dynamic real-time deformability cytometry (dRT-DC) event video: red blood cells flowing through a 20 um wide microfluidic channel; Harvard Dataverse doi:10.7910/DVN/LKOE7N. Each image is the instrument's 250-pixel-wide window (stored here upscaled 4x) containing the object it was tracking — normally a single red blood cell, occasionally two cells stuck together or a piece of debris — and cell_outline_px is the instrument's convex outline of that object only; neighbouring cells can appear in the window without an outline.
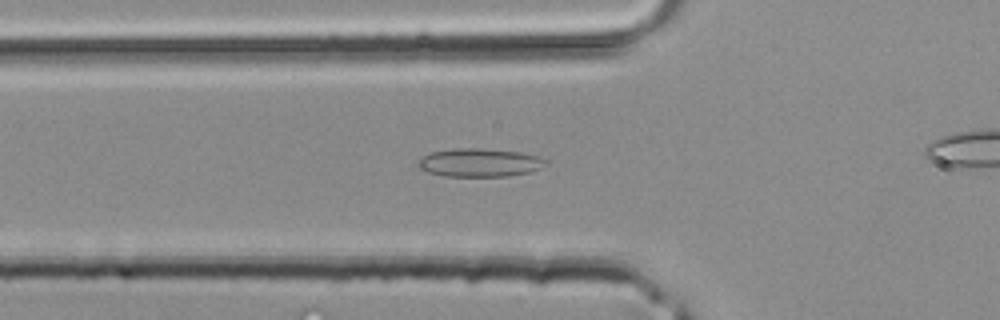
{"species": "common noctule bat (a hibernating species)", "species_latin": "Nyctalus noctula", "temperature_condition": "room temperature", "stored_images_in_passage": 30, "camera_frame_rate_fps": 3000, "um_per_image_px": 0.085, "animal": {"sex": "male", "body_mass_g": 20.4}, "frame": {"image": 1, "passage_image": 10, "time_ms": 3.0, "image_size_px": [1000, 320], "cell_outline_px": [[548, 164], [540, 168], [528, 172], [508, 176], [444, 176], [428, 172], [420, 168], [416, 164], [424, 156], [432, 152], [452, 148], [480, 148], [520, 152], [540, 156], [548, 160]], "centroid_in_image_um": [40.8, 13.81], "position_along_channel_um": 85.0, "area_um2": 21.1}}
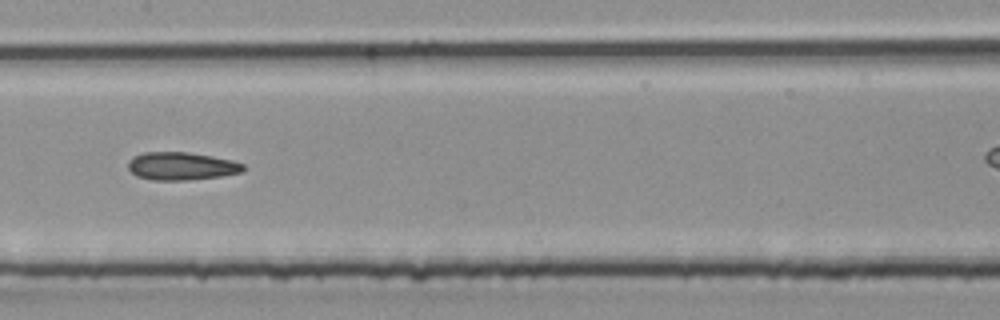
{"frame": {"image": 2, "passage_image": 16, "time_ms": 5.0, "image_size_px": [1000, 320], "cell_outline_px": [[244, 172], [220, 176], [184, 180], [152, 180], [136, 176], [128, 168], [128, 160], [132, 156], [144, 152], [188, 152], [212, 156], [232, 160], [244, 164]], "centroid_in_image_um": [15.4, 14.11], "position_along_channel_um": 192.0, "area_um2": 18.79}}
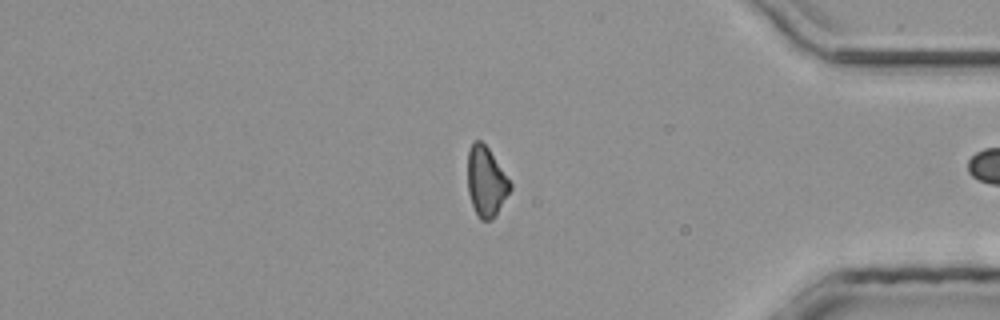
{"frame": {"image": 3, "passage_image": 29, "time_ms": 9.333, "image_size_px": [1000, 320], "cell_outline_px": [[512, 188], [496, 216], [492, 220], [480, 220], [476, 216], [468, 192], [468, 152], [472, 140], [480, 140], [488, 148], [512, 184]], "centroid_in_image_um": [41.32, 15.47], "position_along_channel_um": 393.9, "area_um2": 17.4}}